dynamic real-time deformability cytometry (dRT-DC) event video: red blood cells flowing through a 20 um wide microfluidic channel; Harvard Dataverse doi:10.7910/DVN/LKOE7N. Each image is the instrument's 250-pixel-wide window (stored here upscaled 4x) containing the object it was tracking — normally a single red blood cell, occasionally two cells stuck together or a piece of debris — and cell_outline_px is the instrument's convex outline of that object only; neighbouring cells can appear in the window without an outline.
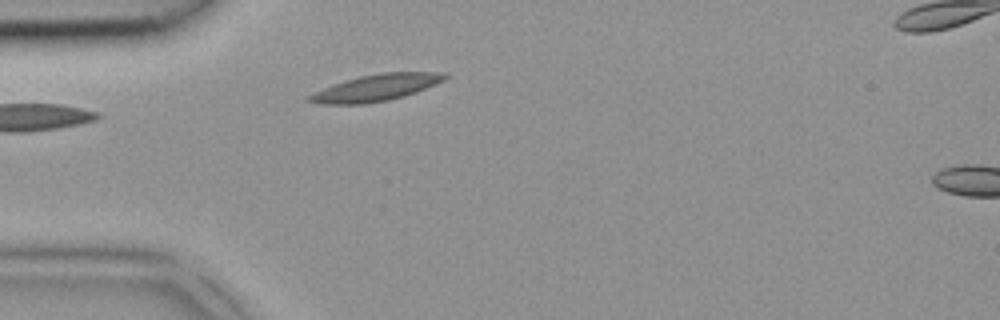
{"species": "common noctule bat (a hibernating species)", "species_latin": "Nyctalus noctula", "temperature_condition": "room temperature", "stored_images_in_passage": 3, "camera_frame_rate_fps": 3000, "um_per_image_px": 0.085, "animal": {"sex": "female", "body_mass_g": 18.4}, "frame": {"image": 1, "passage_image": 2, "time_ms": 0.333, "image_size_px": [1000, 320], "cell_outline_px": [[448, 76], [444, 80], [436, 84], [416, 92], [404, 96], [388, 100], [364, 104], [320, 104], [304, 100], [304, 96], [312, 92], [360, 76], [384, 72], [448, 72]], "centroid_in_image_um": [31.94, 7.46], "position_along_channel_um": 53.1, "area_um2": 21.04}}